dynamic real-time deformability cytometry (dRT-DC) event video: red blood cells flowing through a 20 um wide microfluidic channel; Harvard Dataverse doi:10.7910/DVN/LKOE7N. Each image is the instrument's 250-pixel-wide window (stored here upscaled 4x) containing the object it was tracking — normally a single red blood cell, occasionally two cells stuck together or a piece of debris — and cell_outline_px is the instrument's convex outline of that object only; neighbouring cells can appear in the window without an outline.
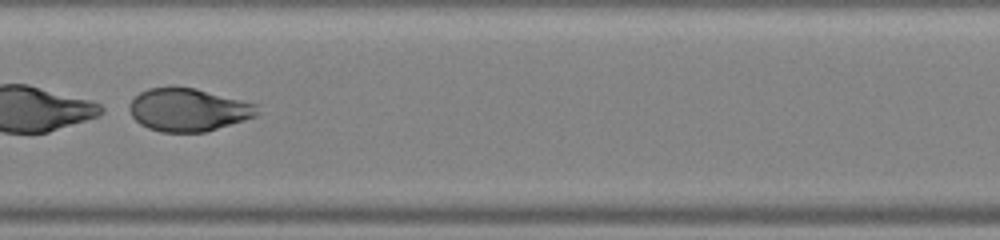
{"species": "human", "species_latin": "Homo sapiens", "temperature_condition": "warm", "stored_images_in_passage": 44, "segment_of_instrument_passage": [2, 2], "camera_frame_rate_fps": 3000, "um_per_image_px": 0.085, "donor": {"sex": "male"}, "frame": {"image": 1, "passage_image": 23, "time_ms": 7.333, "image_size_px": [1000, 240], "cell_outline_px": [[260, 112], [256, 116], [244, 120], [204, 132], [160, 132], [148, 128], [140, 124], [132, 116], [128, 108], [132, 100], [140, 92], [148, 88], [196, 88], [260, 104]], "centroid_in_image_um": [16.05, 9.34], "position_along_channel_um": 191.3, "area_um2": 31.96}}
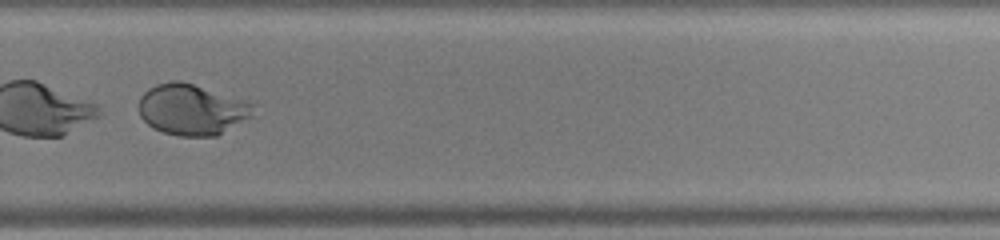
{"frame": {"image": 2, "passage_image": 31, "time_ms": 10.0, "image_size_px": [1000, 240], "cell_outline_px": [[256, 116], [216, 136], [180, 136], [164, 132], [152, 128], [140, 116], [140, 96], [148, 88], [156, 84], [172, 80], [180, 80], [256, 100]], "centroid_in_image_um": [16.46, 9.28], "position_along_channel_um": 313.3, "area_um2": 35.32}}
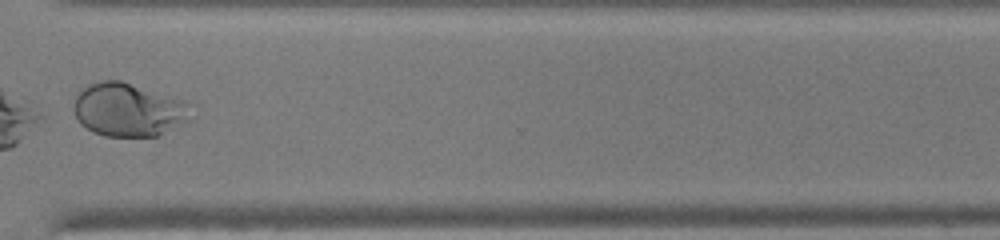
{"frame": {"image": 3, "passage_image": 34, "time_ms": 11.0, "image_size_px": [1000, 240], "cell_outline_px": [[192, 104], [184, 120], [156, 136], [104, 136], [92, 132], [80, 124], [72, 108], [72, 104], [76, 92], [88, 84], [100, 80], [120, 80], [184, 100]], "centroid_in_image_um": [10.79, 9.3], "position_along_channel_um": 359.8, "area_um2": 36.24}}